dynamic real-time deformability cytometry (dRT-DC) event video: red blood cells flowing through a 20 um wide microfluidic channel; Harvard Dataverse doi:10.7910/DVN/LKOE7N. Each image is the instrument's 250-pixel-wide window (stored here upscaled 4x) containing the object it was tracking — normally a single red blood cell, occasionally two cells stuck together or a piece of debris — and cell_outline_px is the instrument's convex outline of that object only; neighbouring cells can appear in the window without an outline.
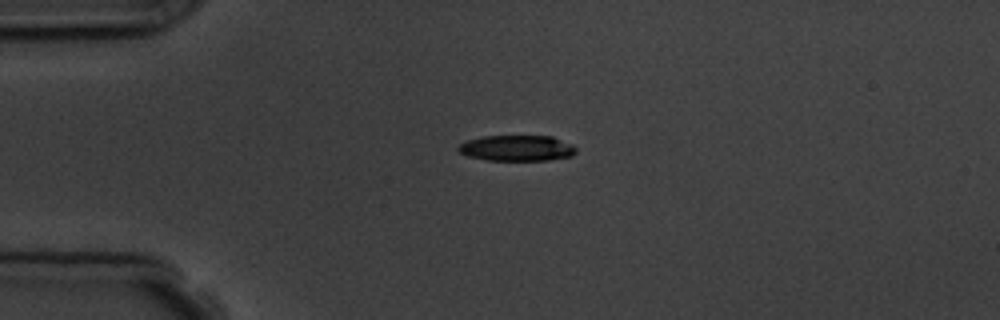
{"species": "common noctule bat (a hibernating species)", "species_latin": "Nyctalus noctula", "temperature_condition": "room temperature", "stored_images_in_passage": 2, "camera_frame_rate_fps": 3000, "um_per_image_px": 0.085, "animal": {"sex": "male", "body_mass_g": 19.5, "forearm_length_mm": 54.6}, "frame": {"image": 1, "passage_image": 1, "time_ms": 0.0, "image_size_px": [1000, 320], "cell_outline_px": [[576, 152], [572, 156], [548, 160], [488, 160], [468, 156], [460, 152], [456, 148], [460, 144], [468, 140], [484, 136], [552, 136], [572, 144], [576, 148]], "centroid_in_image_um": [43.96, 12.59], "position_along_channel_um": 41.0, "area_um2": 17.63}}